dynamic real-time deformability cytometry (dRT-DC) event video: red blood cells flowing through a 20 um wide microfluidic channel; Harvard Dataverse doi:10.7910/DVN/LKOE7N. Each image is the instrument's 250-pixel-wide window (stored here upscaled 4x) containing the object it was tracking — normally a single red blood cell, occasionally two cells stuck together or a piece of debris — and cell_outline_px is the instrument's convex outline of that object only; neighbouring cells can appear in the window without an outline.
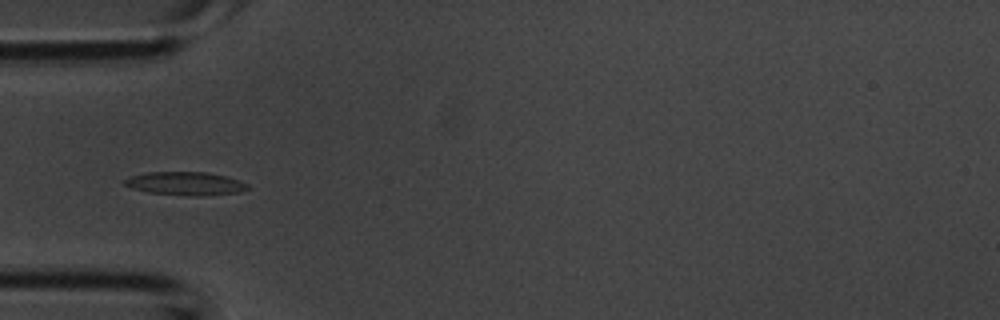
{"species": "common noctule bat (a hibernating species)", "species_latin": "Nyctalus noctula", "temperature_condition": "room temperature", "stored_images_in_passage": 31, "camera_frame_rate_fps": 3000, "um_per_image_px": 0.085, "animal": {"sex": "male", "body_mass_g": 20.1, "forearm_length_mm": 53.5}, "frame": {"image": 1, "passage_image": 7, "time_ms": 2.0, "image_size_px": [1000, 320], "cell_outline_px": [[248, 188], [240, 192], [200, 196], [192, 196], [148, 192], [132, 188], [124, 184], [124, 180], [132, 176], [148, 172], [208, 172], [224, 176], [248, 184]], "centroid_in_image_um": [15.75, 15.6], "position_along_channel_um": 69.2, "area_um2": 16.47}}
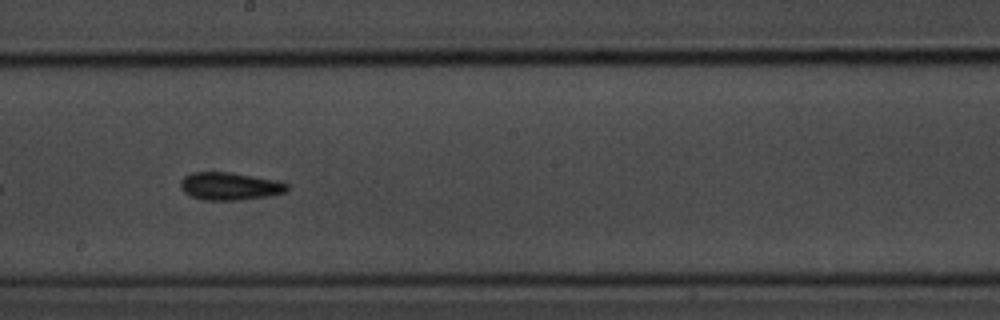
{"frame": {"image": 2, "passage_image": 17, "time_ms": 5.333, "image_size_px": [1000, 320], "cell_outline_px": [[288, 192], [268, 196], [236, 200], [204, 200], [192, 196], [184, 192], [180, 188], [180, 180], [184, 176], [192, 172], [232, 172], [276, 180], [288, 184]], "centroid_in_image_um": [19.52, 15.82], "position_along_channel_um": 228.7, "area_um2": 17.28}}
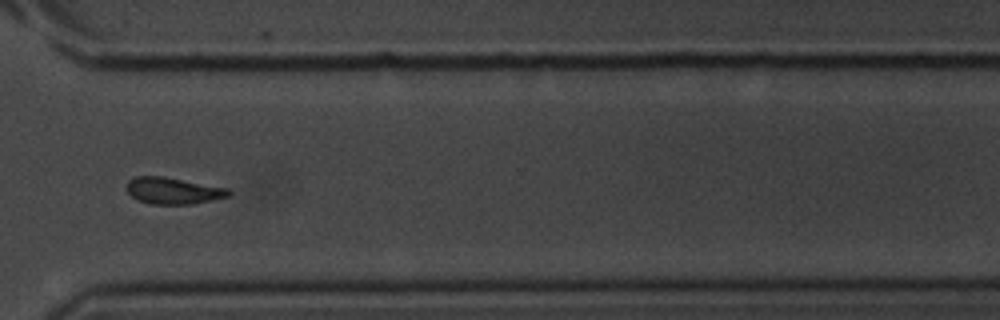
{"frame": {"image": 3, "passage_image": 25, "time_ms": 8.0, "image_size_px": [1000, 320], "cell_outline_px": [[232, 192], [228, 196], [212, 200], [192, 204], [152, 204], [136, 200], [124, 188], [128, 180], [136, 176], [164, 176], [228, 188]], "centroid_in_image_um": [14.68, 16.2], "position_along_channel_um": 355.9, "area_um2": 15.95}}